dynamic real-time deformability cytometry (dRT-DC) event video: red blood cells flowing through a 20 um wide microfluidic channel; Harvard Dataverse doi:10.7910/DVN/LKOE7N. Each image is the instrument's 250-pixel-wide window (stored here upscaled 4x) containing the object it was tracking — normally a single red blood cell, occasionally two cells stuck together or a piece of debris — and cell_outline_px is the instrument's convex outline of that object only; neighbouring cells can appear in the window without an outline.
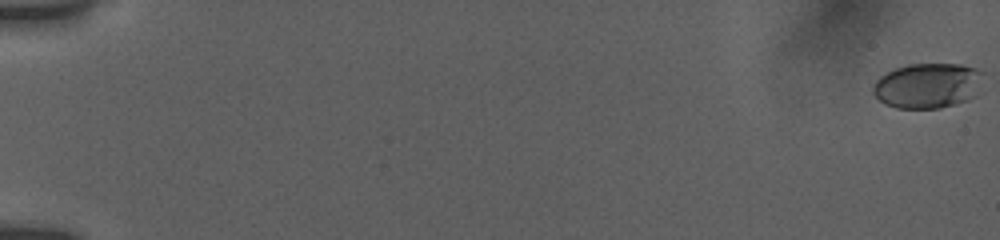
{"species": "human", "species_latin": "Homo sapiens", "temperature_condition": "room temperature", "stored_images_in_passage": 19, "camera_frame_rate_fps": 3000, "um_per_image_px": 0.085, "donor": {"sex": "female"}, "frame": {"image": 1, "passage_image": 1, "time_ms": 0.0, "image_size_px": [1000, 240], "cell_outline_px": [[984, 72], [976, 96], [968, 100], [956, 104], [940, 108], [896, 108], [884, 104], [872, 92], [872, 84], [880, 76], [896, 68], [908, 64], [960, 64], [976, 68]], "centroid_in_image_um": [78.86, 7.28], "position_along_channel_um": 6.1, "area_um2": 29.25}}
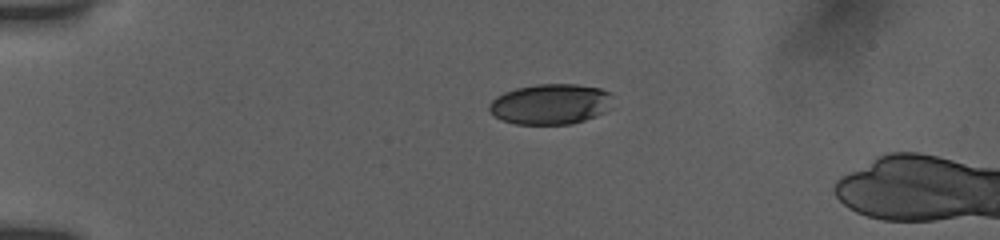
{"frame": {"image": 2, "passage_image": 15, "time_ms": 4.667, "image_size_px": [1000, 240], "cell_outline_px": [[612, 92], [604, 112], [596, 116], [572, 124], [516, 124], [504, 120], [496, 116], [488, 108], [488, 104], [496, 96], [504, 92], [516, 88], [536, 84], [576, 84], [600, 88]], "centroid_in_image_um": [46.76, 8.84], "position_along_channel_um": 38.2, "area_um2": 28.9}}